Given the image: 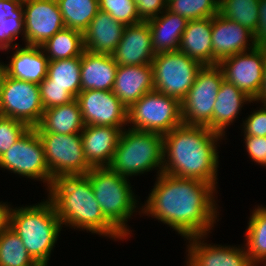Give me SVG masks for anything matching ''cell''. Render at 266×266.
<instances>
[{
    "label": "cell",
    "instance_id": "cell-1",
    "mask_svg": "<svg viewBox=\"0 0 266 266\" xmlns=\"http://www.w3.org/2000/svg\"><path fill=\"white\" fill-rule=\"evenodd\" d=\"M156 176L145 204L139 206V214L156 218L184 238L208 235L219 221L217 188L198 179L163 172Z\"/></svg>",
    "mask_w": 266,
    "mask_h": 266
},
{
    "label": "cell",
    "instance_id": "cell-2",
    "mask_svg": "<svg viewBox=\"0 0 266 266\" xmlns=\"http://www.w3.org/2000/svg\"><path fill=\"white\" fill-rule=\"evenodd\" d=\"M223 136L208 127L185 124L163 135V173L217 186L218 142Z\"/></svg>",
    "mask_w": 266,
    "mask_h": 266
},
{
    "label": "cell",
    "instance_id": "cell-3",
    "mask_svg": "<svg viewBox=\"0 0 266 266\" xmlns=\"http://www.w3.org/2000/svg\"><path fill=\"white\" fill-rule=\"evenodd\" d=\"M47 192L62 226L86 230L116 241L126 239L102 213L86 175L55 179Z\"/></svg>",
    "mask_w": 266,
    "mask_h": 266
},
{
    "label": "cell",
    "instance_id": "cell-4",
    "mask_svg": "<svg viewBox=\"0 0 266 266\" xmlns=\"http://www.w3.org/2000/svg\"><path fill=\"white\" fill-rule=\"evenodd\" d=\"M9 227L20 237L33 260L39 266H48L63 227L52 202L46 198L30 206H11Z\"/></svg>",
    "mask_w": 266,
    "mask_h": 266
},
{
    "label": "cell",
    "instance_id": "cell-5",
    "mask_svg": "<svg viewBox=\"0 0 266 266\" xmlns=\"http://www.w3.org/2000/svg\"><path fill=\"white\" fill-rule=\"evenodd\" d=\"M86 176L90 179L96 201L104 216L126 238H130L132 230L128 228L127 222L140 209L130 180L109 167H94Z\"/></svg>",
    "mask_w": 266,
    "mask_h": 266
},
{
    "label": "cell",
    "instance_id": "cell-6",
    "mask_svg": "<svg viewBox=\"0 0 266 266\" xmlns=\"http://www.w3.org/2000/svg\"><path fill=\"white\" fill-rule=\"evenodd\" d=\"M163 135L124 128L108 166L126 178L140 176L153 169L163 172Z\"/></svg>",
    "mask_w": 266,
    "mask_h": 266
},
{
    "label": "cell",
    "instance_id": "cell-7",
    "mask_svg": "<svg viewBox=\"0 0 266 266\" xmlns=\"http://www.w3.org/2000/svg\"><path fill=\"white\" fill-rule=\"evenodd\" d=\"M127 124L130 129L164 135L183 124L181 102L155 90L148 92L128 108Z\"/></svg>",
    "mask_w": 266,
    "mask_h": 266
},
{
    "label": "cell",
    "instance_id": "cell-8",
    "mask_svg": "<svg viewBox=\"0 0 266 266\" xmlns=\"http://www.w3.org/2000/svg\"><path fill=\"white\" fill-rule=\"evenodd\" d=\"M223 80V71L218 65L202 66L193 85L181 101L183 124L204 126L212 130L214 104Z\"/></svg>",
    "mask_w": 266,
    "mask_h": 266
},
{
    "label": "cell",
    "instance_id": "cell-9",
    "mask_svg": "<svg viewBox=\"0 0 266 266\" xmlns=\"http://www.w3.org/2000/svg\"><path fill=\"white\" fill-rule=\"evenodd\" d=\"M154 90L178 99L185 98L202 65L183 52L157 53L152 60Z\"/></svg>",
    "mask_w": 266,
    "mask_h": 266
},
{
    "label": "cell",
    "instance_id": "cell-10",
    "mask_svg": "<svg viewBox=\"0 0 266 266\" xmlns=\"http://www.w3.org/2000/svg\"><path fill=\"white\" fill-rule=\"evenodd\" d=\"M0 167L19 176L42 181L47 190L53 182L44 147L35 128H30L0 156Z\"/></svg>",
    "mask_w": 266,
    "mask_h": 266
},
{
    "label": "cell",
    "instance_id": "cell-11",
    "mask_svg": "<svg viewBox=\"0 0 266 266\" xmlns=\"http://www.w3.org/2000/svg\"><path fill=\"white\" fill-rule=\"evenodd\" d=\"M38 135L53 180L63 176L86 175L92 169L85 158L81 133Z\"/></svg>",
    "mask_w": 266,
    "mask_h": 266
},
{
    "label": "cell",
    "instance_id": "cell-12",
    "mask_svg": "<svg viewBox=\"0 0 266 266\" xmlns=\"http://www.w3.org/2000/svg\"><path fill=\"white\" fill-rule=\"evenodd\" d=\"M43 112L38 84L5 75L0 86V116L14 118L35 128Z\"/></svg>",
    "mask_w": 266,
    "mask_h": 266
},
{
    "label": "cell",
    "instance_id": "cell-13",
    "mask_svg": "<svg viewBox=\"0 0 266 266\" xmlns=\"http://www.w3.org/2000/svg\"><path fill=\"white\" fill-rule=\"evenodd\" d=\"M265 61L266 46H256L222 59L218 66L227 82L234 84L254 101L263 84Z\"/></svg>",
    "mask_w": 266,
    "mask_h": 266
},
{
    "label": "cell",
    "instance_id": "cell-14",
    "mask_svg": "<svg viewBox=\"0 0 266 266\" xmlns=\"http://www.w3.org/2000/svg\"><path fill=\"white\" fill-rule=\"evenodd\" d=\"M76 100L85 125L112 126L119 129H124L128 125V108L113 91H80Z\"/></svg>",
    "mask_w": 266,
    "mask_h": 266
},
{
    "label": "cell",
    "instance_id": "cell-15",
    "mask_svg": "<svg viewBox=\"0 0 266 266\" xmlns=\"http://www.w3.org/2000/svg\"><path fill=\"white\" fill-rule=\"evenodd\" d=\"M25 45L42 46L65 28L56 0H23Z\"/></svg>",
    "mask_w": 266,
    "mask_h": 266
},
{
    "label": "cell",
    "instance_id": "cell-16",
    "mask_svg": "<svg viewBox=\"0 0 266 266\" xmlns=\"http://www.w3.org/2000/svg\"><path fill=\"white\" fill-rule=\"evenodd\" d=\"M207 236L185 238L188 240L185 266H254L244 246L207 244L204 240Z\"/></svg>",
    "mask_w": 266,
    "mask_h": 266
},
{
    "label": "cell",
    "instance_id": "cell-17",
    "mask_svg": "<svg viewBox=\"0 0 266 266\" xmlns=\"http://www.w3.org/2000/svg\"><path fill=\"white\" fill-rule=\"evenodd\" d=\"M256 46L254 34L248 28L220 13L212 17V55L218 62Z\"/></svg>",
    "mask_w": 266,
    "mask_h": 266
},
{
    "label": "cell",
    "instance_id": "cell-18",
    "mask_svg": "<svg viewBox=\"0 0 266 266\" xmlns=\"http://www.w3.org/2000/svg\"><path fill=\"white\" fill-rule=\"evenodd\" d=\"M147 21L126 25L112 56L118 66L151 64L155 56Z\"/></svg>",
    "mask_w": 266,
    "mask_h": 266
},
{
    "label": "cell",
    "instance_id": "cell-19",
    "mask_svg": "<svg viewBox=\"0 0 266 266\" xmlns=\"http://www.w3.org/2000/svg\"><path fill=\"white\" fill-rule=\"evenodd\" d=\"M123 130L112 126L85 125L81 138L85 158L92 168L110 165Z\"/></svg>",
    "mask_w": 266,
    "mask_h": 266
},
{
    "label": "cell",
    "instance_id": "cell-20",
    "mask_svg": "<svg viewBox=\"0 0 266 266\" xmlns=\"http://www.w3.org/2000/svg\"><path fill=\"white\" fill-rule=\"evenodd\" d=\"M153 90L151 64L118 66L112 91L127 108Z\"/></svg>",
    "mask_w": 266,
    "mask_h": 266
},
{
    "label": "cell",
    "instance_id": "cell-21",
    "mask_svg": "<svg viewBox=\"0 0 266 266\" xmlns=\"http://www.w3.org/2000/svg\"><path fill=\"white\" fill-rule=\"evenodd\" d=\"M125 25L109 13L98 11L83 32L84 49L93 53L110 54L116 50Z\"/></svg>",
    "mask_w": 266,
    "mask_h": 266
},
{
    "label": "cell",
    "instance_id": "cell-22",
    "mask_svg": "<svg viewBox=\"0 0 266 266\" xmlns=\"http://www.w3.org/2000/svg\"><path fill=\"white\" fill-rule=\"evenodd\" d=\"M6 64V75L11 78L40 84L47 77L48 58L41 46H15Z\"/></svg>",
    "mask_w": 266,
    "mask_h": 266
},
{
    "label": "cell",
    "instance_id": "cell-23",
    "mask_svg": "<svg viewBox=\"0 0 266 266\" xmlns=\"http://www.w3.org/2000/svg\"><path fill=\"white\" fill-rule=\"evenodd\" d=\"M178 50L202 66L218 65L212 55V17L189 20Z\"/></svg>",
    "mask_w": 266,
    "mask_h": 266
},
{
    "label": "cell",
    "instance_id": "cell-24",
    "mask_svg": "<svg viewBox=\"0 0 266 266\" xmlns=\"http://www.w3.org/2000/svg\"><path fill=\"white\" fill-rule=\"evenodd\" d=\"M117 69L112 55L84 50L81 55V91H112Z\"/></svg>",
    "mask_w": 266,
    "mask_h": 266
},
{
    "label": "cell",
    "instance_id": "cell-25",
    "mask_svg": "<svg viewBox=\"0 0 266 266\" xmlns=\"http://www.w3.org/2000/svg\"><path fill=\"white\" fill-rule=\"evenodd\" d=\"M247 103H253V100L224 79L214 104L212 131L225 137V129L238 119L241 108Z\"/></svg>",
    "mask_w": 266,
    "mask_h": 266
},
{
    "label": "cell",
    "instance_id": "cell-26",
    "mask_svg": "<svg viewBox=\"0 0 266 266\" xmlns=\"http://www.w3.org/2000/svg\"><path fill=\"white\" fill-rule=\"evenodd\" d=\"M188 19L179 14L164 10L159 16L148 20L155 54L177 51Z\"/></svg>",
    "mask_w": 266,
    "mask_h": 266
},
{
    "label": "cell",
    "instance_id": "cell-27",
    "mask_svg": "<svg viewBox=\"0 0 266 266\" xmlns=\"http://www.w3.org/2000/svg\"><path fill=\"white\" fill-rule=\"evenodd\" d=\"M85 127L82 112L76 99L68 104L45 109L37 133L79 134Z\"/></svg>",
    "mask_w": 266,
    "mask_h": 266
},
{
    "label": "cell",
    "instance_id": "cell-28",
    "mask_svg": "<svg viewBox=\"0 0 266 266\" xmlns=\"http://www.w3.org/2000/svg\"><path fill=\"white\" fill-rule=\"evenodd\" d=\"M39 86H59L75 99L81 91V56L48 62L47 77Z\"/></svg>",
    "mask_w": 266,
    "mask_h": 266
},
{
    "label": "cell",
    "instance_id": "cell-29",
    "mask_svg": "<svg viewBox=\"0 0 266 266\" xmlns=\"http://www.w3.org/2000/svg\"><path fill=\"white\" fill-rule=\"evenodd\" d=\"M257 206L250 213L244 244L254 266L266 264V206Z\"/></svg>",
    "mask_w": 266,
    "mask_h": 266
},
{
    "label": "cell",
    "instance_id": "cell-30",
    "mask_svg": "<svg viewBox=\"0 0 266 266\" xmlns=\"http://www.w3.org/2000/svg\"><path fill=\"white\" fill-rule=\"evenodd\" d=\"M41 48L49 61L79 57L85 50L83 33L64 28L48 39Z\"/></svg>",
    "mask_w": 266,
    "mask_h": 266
},
{
    "label": "cell",
    "instance_id": "cell-31",
    "mask_svg": "<svg viewBox=\"0 0 266 266\" xmlns=\"http://www.w3.org/2000/svg\"><path fill=\"white\" fill-rule=\"evenodd\" d=\"M65 28L84 32L99 11L98 0H56Z\"/></svg>",
    "mask_w": 266,
    "mask_h": 266
},
{
    "label": "cell",
    "instance_id": "cell-32",
    "mask_svg": "<svg viewBox=\"0 0 266 266\" xmlns=\"http://www.w3.org/2000/svg\"><path fill=\"white\" fill-rule=\"evenodd\" d=\"M0 266H39L9 226L0 232Z\"/></svg>",
    "mask_w": 266,
    "mask_h": 266
},
{
    "label": "cell",
    "instance_id": "cell-33",
    "mask_svg": "<svg viewBox=\"0 0 266 266\" xmlns=\"http://www.w3.org/2000/svg\"><path fill=\"white\" fill-rule=\"evenodd\" d=\"M259 0H224L219 13L255 32L259 19Z\"/></svg>",
    "mask_w": 266,
    "mask_h": 266
},
{
    "label": "cell",
    "instance_id": "cell-34",
    "mask_svg": "<svg viewBox=\"0 0 266 266\" xmlns=\"http://www.w3.org/2000/svg\"><path fill=\"white\" fill-rule=\"evenodd\" d=\"M167 9L188 20L213 17L219 13L209 0H168Z\"/></svg>",
    "mask_w": 266,
    "mask_h": 266
},
{
    "label": "cell",
    "instance_id": "cell-35",
    "mask_svg": "<svg viewBox=\"0 0 266 266\" xmlns=\"http://www.w3.org/2000/svg\"><path fill=\"white\" fill-rule=\"evenodd\" d=\"M99 10L109 13L116 21L126 25L141 22L133 0H98Z\"/></svg>",
    "mask_w": 266,
    "mask_h": 266
},
{
    "label": "cell",
    "instance_id": "cell-36",
    "mask_svg": "<svg viewBox=\"0 0 266 266\" xmlns=\"http://www.w3.org/2000/svg\"><path fill=\"white\" fill-rule=\"evenodd\" d=\"M30 127L14 118L0 116V156L3 155Z\"/></svg>",
    "mask_w": 266,
    "mask_h": 266
},
{
    "label": "cell",
    "instance_id": "cell-37",
    "mask_svg": "<svg viewBox=\"0 0 266 266\" xmlns=\"http://www.w3.org/2000/svg\"><path fill=\"white\" fill-rule=\"evenodd\" d=\"M19 34L25 41L24 16H12L3 19L0 22V50L7 52L9 49L18 46V43L13 44V42L19 37Z\"/></svg>",
    "mask_w": 266,
    "mask_h": 266
},
{
    "label": "cell",
    "instance_id": "cell-38",
    "mask_svg": "<svg viewBox=\"0 0 266 266\" xmlns=\"http://www.w3.org/2000/svg\"><path fill=\"white\" fill-rule=\"evenodd\" d=\"M41 103L44 110L54 106L68 104L75 98L63 87L39 86Z\"/></svg>",
    "mask_w": 266,
    "mask_h": 266
},
{
    "label": "cell",
    "instance_id": "cell-39",
    "mask_svg": "<svg viewBox=\"0 0 266 266\" xmlns=\"http://www.w3.org/2000/svg\"><path fill=\"white\" fill-rule=\"evenodd\" d=\"M262 107L257 110L251 111L250 115L243 121L242 130L243 136H266V105L262 104Z\"/></svg>",
    "mask_w": 266,
    "mask_h": 266
},
{
    "label": "cell",
    "instance_id": "cell-40",
    "mask_svg": "<svg viewBox=\"0 0 266 266\" xmlns=\"http://www.w3.org/2000/svg\"><path fill=\"white\" fill-rule=\"evenodd\" d=\"M246 151L256 164L266 167V136H244Z\"/></svg>",
    "mask_w": 266,
    "mask_h": 266
},
{
    "label": "cell",
    "instance_id": "cell-41",
    "mask_svg": "<svg viewBox=\"0 0 266 266\" xmlns=\"http://www.w3.org/2000/svg\"><path fill=\"white\" fill-rule=\"evenodd\" d=\"M137 13L142 21H148L159 16L167 9V0H133Z\"/></svg>",
    "mask_w": 266,
    "mask_h": 266
},
{
    "label": "cell",
    "instance_id": "cell-42",
    "mask_svg": "<svg viewBox=\"0 0 266 266\" xmlns=\"http://www.w3.org/2000/svg\"><path fill=\"white\" fill-rule=\"evenodd\" d=\"M259 19L256 31L254 34V41L257 46H266V0H259Z\"/></svg>",
    "mask_w": 266,
    "mask_h": 266
},
{
    "label": "cell",
    "instance_id": "cell-43",
    "mask_svg": "<svg viewBox=\"0 0 266 266\" xmlns=\"http://www.w3.org/2000/svg\"><path fill=\"white\" fill-rule=\"evenodd\" d=\"M23 0H0V22L12 16H24Z\"/></svg>",
    "mask_w": 266,
    "mask_h": 266
},
{
    "label": "cell",
    "instance_id": "cell-44",
    "mask_svg": "<svg viewBox=\"0 0 266 266\" xmlns=\"http://www.w3.org/2000/svg\"><path fill=\"white\" fill-rule=\"evenodd\" d=\"M10 209V204L6 202H0V232L9 226Z\"/></svg>",
    "mask_w": 266,
    "mask_h": 266
},
{
    "label": "cell",
    "instance_id": "cell-45",
    "mask_svg": "<svg viewBox=\"0 0 266 266\" xmlns=\"http://www.w3.org/2000/svg\"><path fill=\"white\" fill-rule=\"evenodd\" d=\"M253 102H260L266 105V61L264 65L263 84L257 98Z\"/></svg>",
    "mask_w": 266,
    "mask_h": 266
},
{
    "label": "cell",
    "instance_id": "cell-46",
    "mask_svg": "<svg viewBox=\"0 0 266 266\" xmlns=\"http://www.w3.org/2000/svg\"><path fill=\"white\" fill-rule=\"evenodd\" d=\"M5 75H6V64L0 61V86L2 85Z\"/></svg>",
    "mask_w": 266,
    "mask_h": 266
},
{
    "label": "cell",
    "instance_id": "cell-47",
    "mask_svg": "<svg viewBox=\"0 0 266 266\" xmlns=\"http://www.w3.org/2000/svg\"><path fill=\"white\" fill-rule=\"evenodd\" d=\"M218 10L222 7L224 0H209Z\"/></svg>",
    "mask_w": 266,
    "mask_h": 266
}]
</instances>
